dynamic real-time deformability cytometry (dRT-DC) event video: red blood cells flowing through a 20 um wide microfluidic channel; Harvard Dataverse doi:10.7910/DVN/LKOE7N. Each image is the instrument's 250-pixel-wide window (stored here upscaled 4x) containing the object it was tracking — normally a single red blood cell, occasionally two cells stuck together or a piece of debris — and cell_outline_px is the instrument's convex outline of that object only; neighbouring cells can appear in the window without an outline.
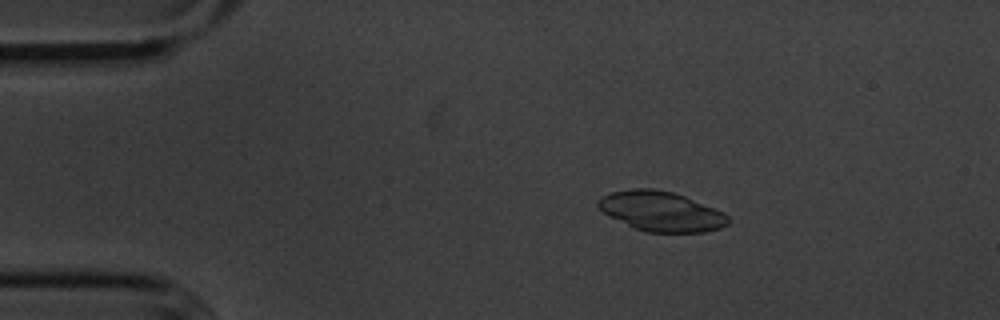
{"species": "common noctule bat (a hibernating species)", "species_latin": "Nyctalus noctula", "temperature_condition": "cold", "stored_images_in_passage": 55, "camera_frame_rate_fps": 3000, "um_per_image_px": 0.085, "animal": {"sex": "male", "body_mass_g": 20.1, "forearm_length_mm": 53.5}, "frame": {"image": 1, "passage_image": 10, "time_ms": 3.0, "image_size_px": [1000, 320], "cell_outline_px": [[728, 224], [720, 228], [704, 232], [648, 232], [636, 228], [608, 216], [596, 204], [596, 200], [612, 192], [632, 188], [652, 188], [672, 192], [684, 196], [724, 212], [728, 216]], "centroid_in_image_um": [56.19, 17.96], "position_along_channel_um": 28.8, "area_um2": 29.88}}